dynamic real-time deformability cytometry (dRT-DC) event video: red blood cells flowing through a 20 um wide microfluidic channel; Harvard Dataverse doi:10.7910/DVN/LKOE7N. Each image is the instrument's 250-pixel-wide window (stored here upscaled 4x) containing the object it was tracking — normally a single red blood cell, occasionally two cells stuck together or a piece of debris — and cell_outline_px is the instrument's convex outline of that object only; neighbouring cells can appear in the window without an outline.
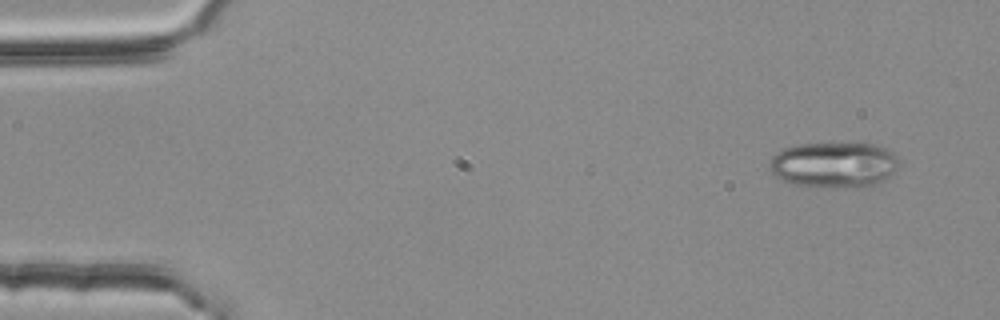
{"species": "common noctule bat (a hibernating species)", "species_latin": "Nyctalus noctula", "temperature_condition": "room temperature", "stored_images_in_passage": 3, "camera_frame_rate_fps": 3000, "um_per_image_px": 0.085, "animal": {"sex": "female", "body_mass_g": 25.1}, "frame": {"image": 1, "passage_image": 1, "time_ms": 0.0, "image_size_px": [1000, 320], "cell_outline_px": [[896, 168], [884, 180], [868, 188], [808, 188], [792, 184], [780, 180], [772, 172], [768, 164], [772, 156], [776, 152], [784, 148], [796, 144], [876, 144], [888, 148], [896, 156]], "centroid_in_image_um": [70.84, 14.05], "position_along_channel_um": 14.2, "area_um2": 35.08}}